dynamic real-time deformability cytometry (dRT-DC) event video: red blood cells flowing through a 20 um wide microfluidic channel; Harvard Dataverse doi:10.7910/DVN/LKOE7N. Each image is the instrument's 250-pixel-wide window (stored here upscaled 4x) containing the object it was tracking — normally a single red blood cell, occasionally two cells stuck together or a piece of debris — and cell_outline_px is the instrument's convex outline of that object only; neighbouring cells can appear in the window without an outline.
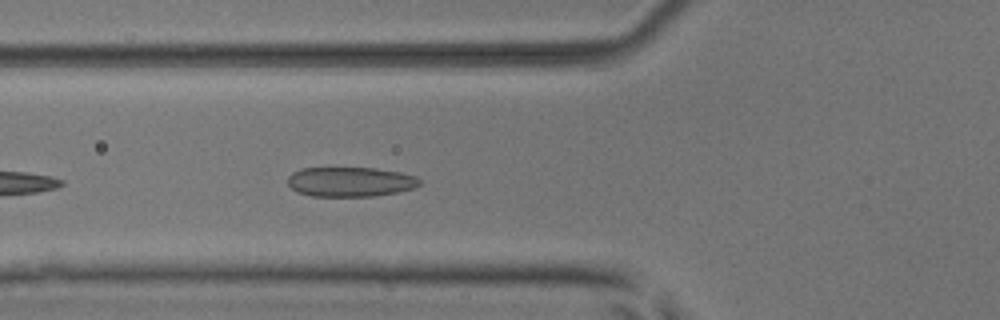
{"species": "common noctule bat (a hibernating species)", "species_latin": "Nyctalus noctula", "temperature_condition": "room temperature", "stored_images_in_passage": 5, "camera_frame_rate_fps": 3000, "um_per_image_px": 0.085, "animal": {"sex": "male", "body_mass_g": 17.9, "forearm_length_mm": 54.2}, "frame": {"image": 1, "passage_image": 5, "time_ms": 5.333, "image_size_px": [1000, 320], "cell_outline_px": [[420, 184], [416, 188], [396, 192], [372, 196], [312, 196], [296, 192], [288, 184], [288, 176], [292, 172], [300, 168], [376, 168], [400, 172], [416, 176], [420, 180]], "centroid_in_image_um": [29.77, 15.45], "position_along_channel_um": 96.0, "area_um2": 22.89}}